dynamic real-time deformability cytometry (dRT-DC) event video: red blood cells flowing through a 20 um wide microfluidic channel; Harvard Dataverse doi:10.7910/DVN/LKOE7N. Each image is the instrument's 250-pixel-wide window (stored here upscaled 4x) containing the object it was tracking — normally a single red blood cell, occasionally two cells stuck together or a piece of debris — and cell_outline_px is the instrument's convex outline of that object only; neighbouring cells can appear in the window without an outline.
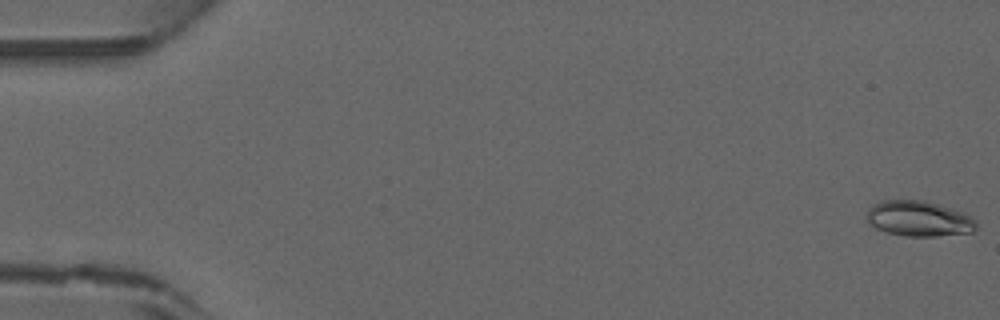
{"species": "common noctule bat (a hibernating species)", "species_latin": "Nyctalus noctula", "temperature_condition": "warm", "stored_images_in_passage": 45, "camera_frame_rate_fps": 3000, "um_per_image_px": 0.085, "animal": {"sex": "male", "forearm_length_mm": 52.5}, "frame": {"image": 1, "passage_image": 1, "time_ms": 0.0, "image_size_px": [1000, 320], "cell_outline_px": [[976, 228], [972, 232], [936, 236], [904, 236], [888, 232], [876, 228], [868, 224], [864, 216], [868, 208], [884, 200], [924, 200], [940, 204], [964, 212], [972, 216], [976, 220]], "centroid_in_image_um": [78.09, 18.58], "position_along_channel_um": 6.9, "area_um2": 22.89}}
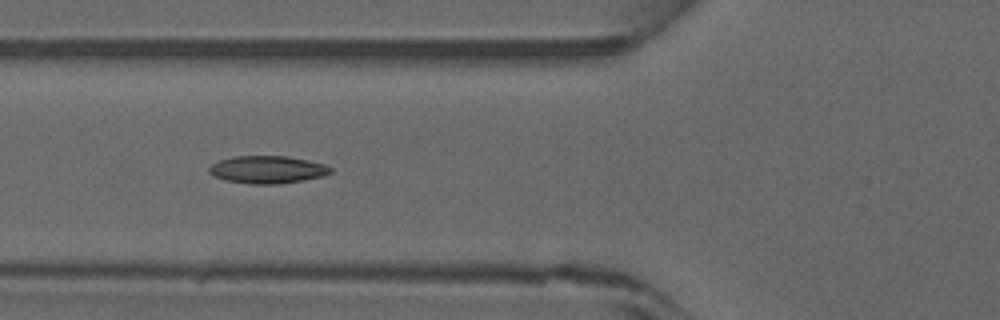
{"frame": {"image": 2, "passage_image": 18, "time_ms": 5.667, "image_size_px": [1000, 320], "cell_outline_px": [[332, 172], [320, 176], [304, 180], [280, 184], [248, 184], [224, 180], [212, 176], [208, 172], [208, 168], [212, 164], [220, 160], [232, 156], [288, 156], [308, 160], [324, 164], [332, 168]], "centroid_in_image_um": [22.69, 14.42], "position_along_channel_um": 103.1, "area_um2": 19.65}}
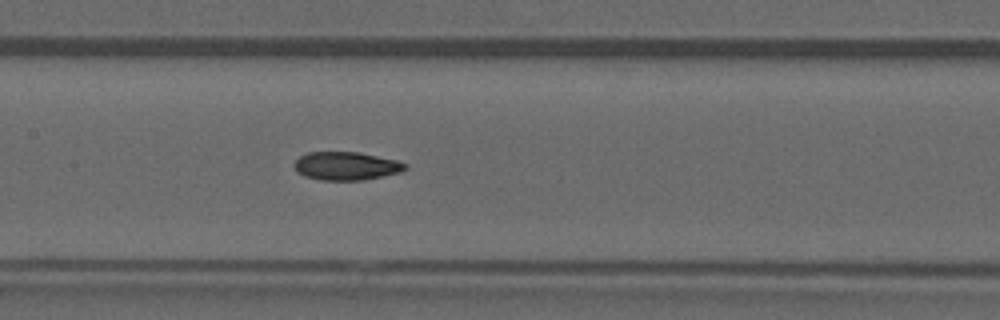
{"frame": {"image": 3, "passage_image": 23, "time_ms": 7.333, "image_size_px": [1000, 320], "cell_outline_px": [[408, 168], [400, 172], [364, 180], [320, 180], [304, 176], [296, 172], [292, 164], [300, 156], [308, 152], [360, 152], [396, 160], [408, 164]], "centroid_in_image_um": [29.41, 14.11], "position_along_channel_um": 178.0, "area_um2": 18.44}}